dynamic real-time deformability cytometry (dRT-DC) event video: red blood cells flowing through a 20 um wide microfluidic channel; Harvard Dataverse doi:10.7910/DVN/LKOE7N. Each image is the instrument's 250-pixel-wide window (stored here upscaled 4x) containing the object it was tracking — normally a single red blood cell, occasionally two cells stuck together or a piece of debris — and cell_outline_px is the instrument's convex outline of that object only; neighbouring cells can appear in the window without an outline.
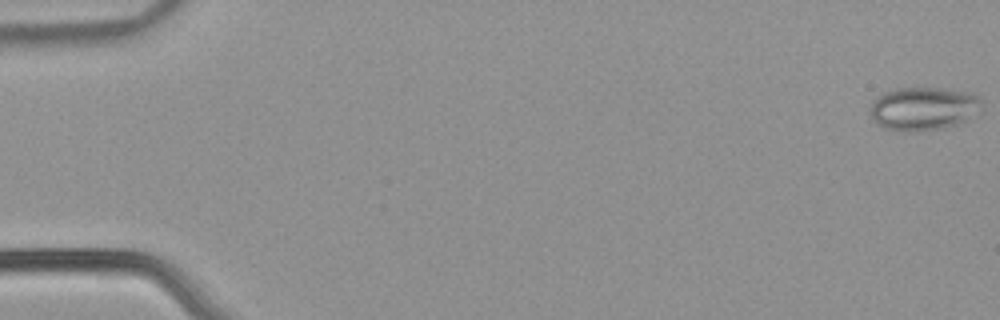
{"species": "common noctule bat (a hibernating species)", "species_latin": "Nyctalus noctula", "temperature_condition": "warm", "stored_images_in_passage": 54, "camera_frame_rate_fps": 3000, "um_per_image_px": 0.085, "animal": {"sex": "male", "body_mass_g": 21.5, "forearm_length_mm": 52.0}, "frame": {"image": 1, "passage_image": 1, "time_ms": 0.0, "image_size_px": [1000, 320], "cell_outline_px": [[980, 104], [964, 120], [956, 124], [944, 128], [916, 132], [900, 132], [884, 128], [872, 120], [868, 108], [876, 96], [884, 92], [896, 88], [940, 88], [972, 92], [980, 96]], "centroid_in_image_um": [78.37, 9.23], "position_along_channel_um": 6.6, "area_um2": 28.21}}
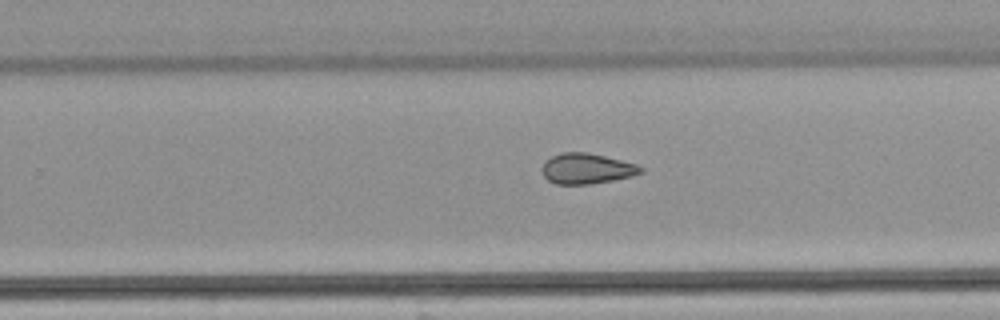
{"frame": {"image": 2, "passage_image": 35, "time_ms": 11.333, "image_size_px": [1000, 320], "cell_outline_px": [[644, 172], [632, 176], [612, 180], [588, 184], [556, 184], [548, 180], [544, 176], [540, 168], [544, 160], [552, 156], [564, 152], [588, 152], [636, 164], [644, 168]], "centroid_in_image_um": [49.84, 14.33], "position_along_channel_um": 280.0, "area_um2": 17.57}}
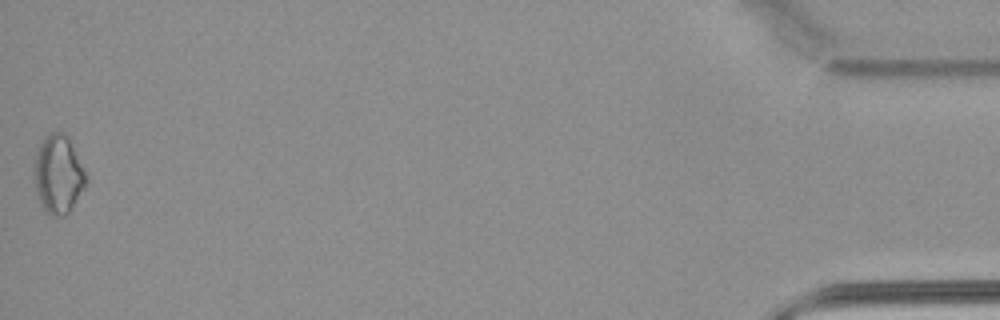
{"frame": {"image": 3, "passage_image": 54, "time_ms": 17.667, "image_size_px": [1000, 320], "cell_outline_px": [[88, 180], [84, 188], [68, 212], [64, 216], [52, 216], [44, 208], [36, 196], [36, 152], [40, 144], [52, 132], [64, 132], [68, 136]], "centroid_in_image_um": [4.97, 14.83], "position_along_channel_um": 430.2, "area_um2": 22.89}, "authors_computed_cell_mechanics": {"area_um2": 20.0855, "velocity_mm_per_s": 3.8712, "shape_relaxation_time_tau1_ms": null, "shape_relaxation_time_tau2_ms": 6.4264, "deformation_change_tau1": null, "deformation_change_tau2": 0.1406}}